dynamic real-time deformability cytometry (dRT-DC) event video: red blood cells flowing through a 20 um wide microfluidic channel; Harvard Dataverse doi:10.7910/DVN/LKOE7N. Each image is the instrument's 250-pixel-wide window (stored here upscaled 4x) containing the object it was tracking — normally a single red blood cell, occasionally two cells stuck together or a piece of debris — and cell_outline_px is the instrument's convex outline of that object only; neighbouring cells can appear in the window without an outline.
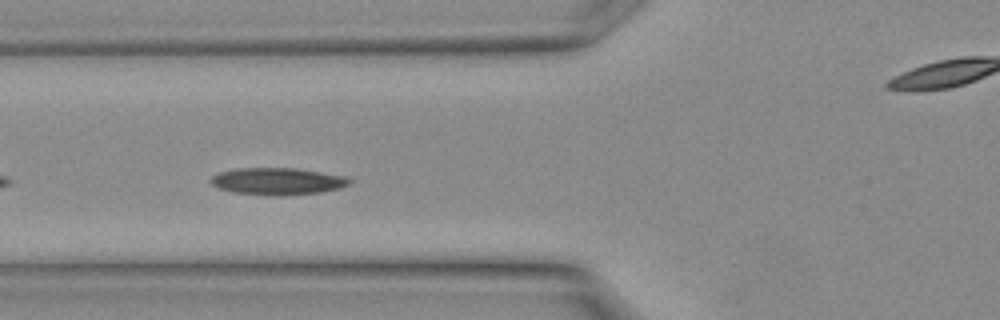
{"species": "Egyptian fruit bat (a non-hibernating species)", "species_latin": "Rousettus aegyptiacus", "temperature_condition": "warm", "stored_images_in_passage": 15, "camera_frame_rate_fps": 3000, "um_per_image_px": 0.085, "animal": {"sex": "female"}, "frame": {"image": 1, "passage_image": 9, "time_ms": 2.667, "image_size_px": [1000, 320], "cell_outline_px": [[352, 184], [340, 188], [320, 192], [236, 192], [220, 188], [212, 184], [208, 180], [212, 176], [220, 172], [236, 168], [296, 168], [348, 176], [352, 180]], "centroid_in_image_um": [23.65, 15.33], "position_along_channel_um": 102.1, "area_um2": 20.63}}
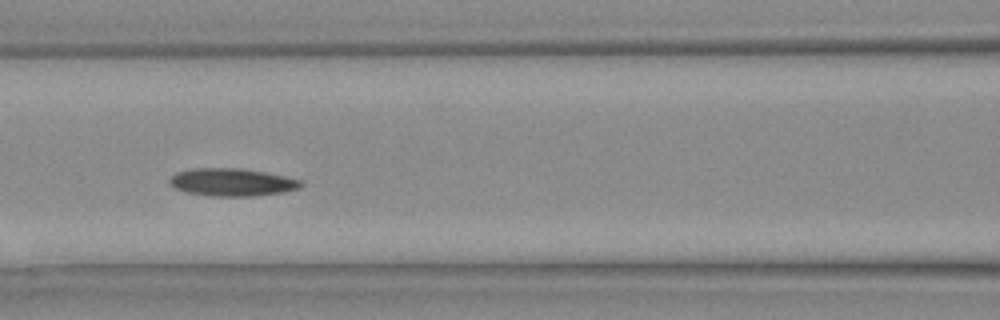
{"frame": {"image": 2, "passage_image": 11, "time_ms": 3.333, "image_size_px": [1000, 320], "cell_outline_px": [[304, 184], [296, 188], [284, 192], [252, 196], [212, 196], [184, 192], [168, 184], [168, 180], [176, 172], [192, 168], [244, 168], [284, 176], [300, 180]], "centroid_in_image_um": [19.67, 15.48], "position_along_channel_um": 146.9, "area_um2": 21.21}}